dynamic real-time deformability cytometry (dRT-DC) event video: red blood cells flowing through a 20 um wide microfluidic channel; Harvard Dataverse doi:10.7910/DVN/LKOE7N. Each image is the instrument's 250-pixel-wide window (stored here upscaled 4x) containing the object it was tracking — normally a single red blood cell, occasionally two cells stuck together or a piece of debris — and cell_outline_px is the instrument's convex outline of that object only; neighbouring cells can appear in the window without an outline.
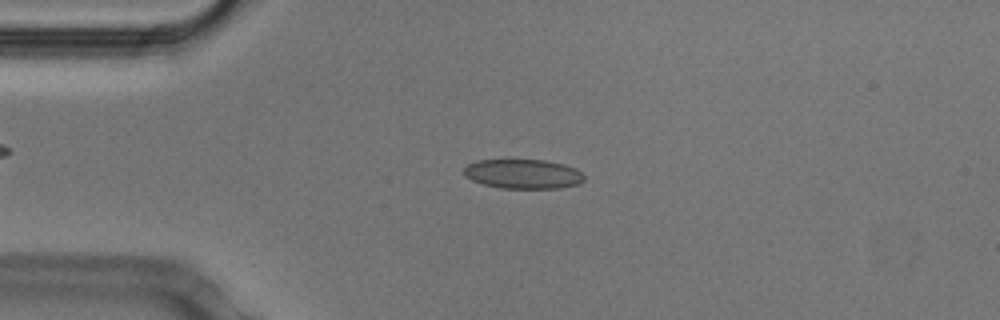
{"species": "Egyptian fruit bat (a non-hibernating species)", "species_latin": "Rousettus aegyptiacus", "temperature_condition": "cold", "stored_images_in_passage": 51, "camera_frame_rate_fps": 3000, "um_per_image_px": 0.085, "animal": {"sex": "male"}, "frame": {"image": 1, "passage_image": 11, "time_ms": 3.333, "image_size_px": [1000, 320], "cell_outline_px": [[584, 180], [580, 184], [560, 188], [500, 188], [484, 184], [472, 180], [464, 176], [464, 168], [468, 164], [476, 160], [544, 160], [564, 164], [576, 168], [584, 176]], "centroid_in_image_um": [44.47, 14.78], "position_along_channel_um": 40.5, "area_um2": 20.69}}
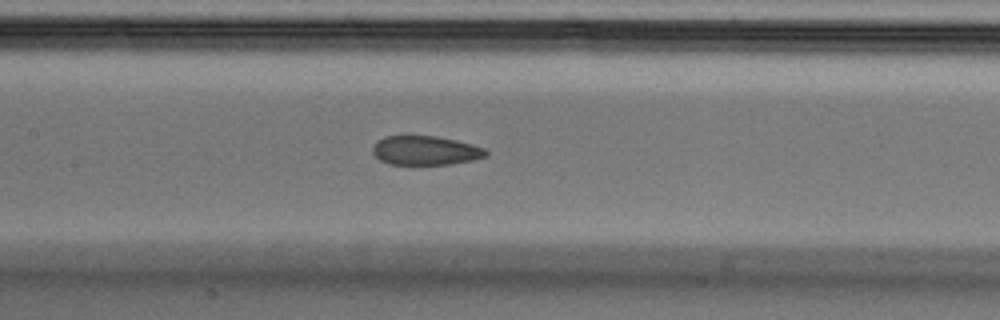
{"frame": {"image": 2, "passage_image": 23, "time_ms": 7.333, "image_size_px": [1000, 320], "cell_outline_px": [[488, 152], [484, 156], [472, 160], [448, 164], [388, 164], [380, 160], [372, 152], [372, 144], [376, 140], [384, 136], [436, 136], [456, 140], [472, 144], [484, 148]], "centroid_in_image_um": [36.1, 12.78], "position_along_channel_um": 171.3, "area_um2": 19.19}}
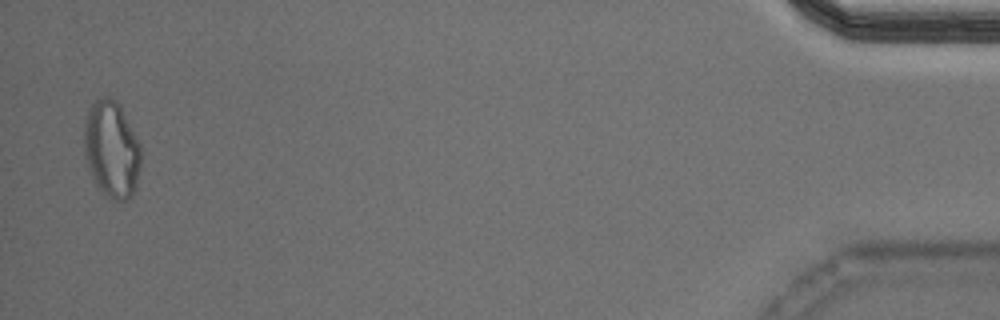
{"frame": {"image": 3, "passage_image": 50, "time_ms": 16.333, "image_size_px": [1000, 320], "cell_outline_px": [[140, 168], [136, 188], [132, 196], [128, 200], [112, 200], [104, 196], [96, 188], [88, 168], [84, 156], [84, 120], [88, 108], [92, 100], [104, 96], [108, 96], [116, 100], [120, 104], [140, 144]], "centroid_in_image_um": [9.46, 12.7], "position_along_channel_um": 425.7, "area_um2": 32.95}, "authors_computed_cell_mechanics": {"area_um2": 20.9236, "velocity_mm_per_s": 3.8066, "shape_relaxation_time_tau1_ms": null, "shape_relaxation_time_tau2_ms": 2.2342, "deformation_change_tau1": null, "deformation_change_tau2": 0.0797}}